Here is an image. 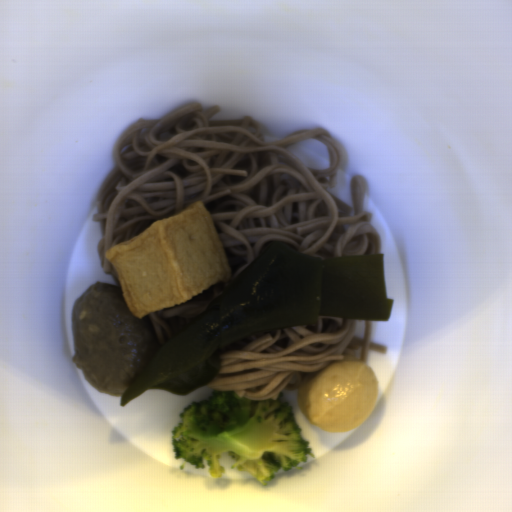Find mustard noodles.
<instances>
[{
  "label": "mustard noodles",
  "mask_w": 512,
  "mask_h": 512,
  "mask_svg": "<svg viewBox=\"0 0 512 512\" xmlns=\"http://www.w3.org/2000/svg\"><path fill=\"white\" fill-rule=\"evenodd\" d=\"M229 281H219L185 303L176 304L146 315L154 339L155 355L162 346L208 310L226 292Z\"/></svg>",
  "instance_id": "obj_3"
},
{
  "label": "mustard noodles",
  "mask_w": 512,
  "mask_h": 512,
  "mask_svg": "<svg viewBox=\"0 0 512 512\" xmlns=\"http://www.w3.org/2000/svg\"><path fill=\"white\" fill-rule=\"evenodd\" d=\"M193 103L161 118L133 120L114 140L113 163L97 193L104 235L102 270L121 286L105 252L155 222L202 201L233 281L273 242L319 259L380 254V233L365 211L368 184L351 178L353 206L328 191L348 154L323 126L262 137L254 116L214 118Z\"/></svg>",
  "instance_id": "obj_1"
},
{
  "label": "mustard noodles",
  "mask_w": 512,
  "mask_h": 512,
  "mask_svg": "<svg viewBox=\"0 0 512 512\" xmlns=\"http://www.w3.org/2000/svg\"><path fill=\"white\" fill-rule=\"evenodd\" d=\"M370 350L387 352L371 341V320L318 316L314 325L271 328L217 350L219 372L204 386L251 401L277 400L333 361L354 356L367 363Z\"/></svg>",
  "instance_id": "obj_2"
}]
</instances>
